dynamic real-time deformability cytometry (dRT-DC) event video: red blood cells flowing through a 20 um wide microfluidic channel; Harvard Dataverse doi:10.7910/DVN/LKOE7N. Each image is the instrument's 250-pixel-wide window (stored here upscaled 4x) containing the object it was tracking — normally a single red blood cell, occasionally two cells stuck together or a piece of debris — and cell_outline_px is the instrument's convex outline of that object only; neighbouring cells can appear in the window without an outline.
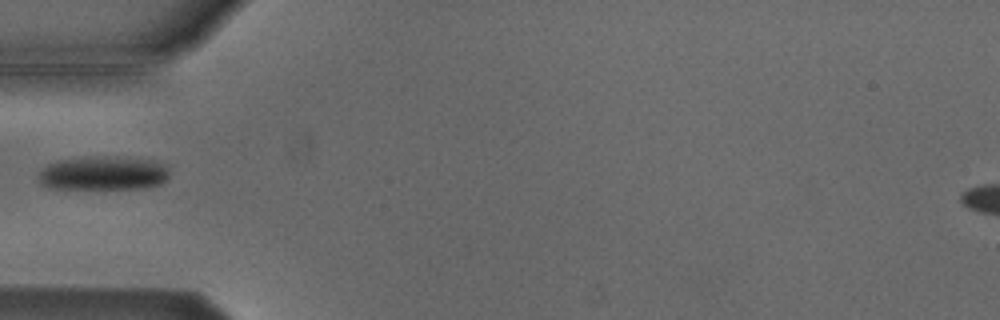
{"species": "Egyptian fruit bat (a non-hibernating species)", "species_latin": "Rousettus aegyptiacus", "temperature_condition": "cold", "stored_images_in_passage": 5, "camera_frame_rate_fps": 3000, "um_per_image_px": 0.085, "animal": {"sex": "male"}, "frame": {"image": 1, "passage_image": 5, "time_ms": 4.667, "image_size_px": [1000, 320], "cell_outline_px": [[168, 180], [160, 184], [144, 188], [44, 188], [40, 184], [36, 176], [48, 164], [56, 160], [96, 156], [116, 156], [152, 160], [168, 168]], "centroid_in_image_um": [8.74, 14.72], "position_along_channel_um": 76.3, "area_um2": 26.07}}